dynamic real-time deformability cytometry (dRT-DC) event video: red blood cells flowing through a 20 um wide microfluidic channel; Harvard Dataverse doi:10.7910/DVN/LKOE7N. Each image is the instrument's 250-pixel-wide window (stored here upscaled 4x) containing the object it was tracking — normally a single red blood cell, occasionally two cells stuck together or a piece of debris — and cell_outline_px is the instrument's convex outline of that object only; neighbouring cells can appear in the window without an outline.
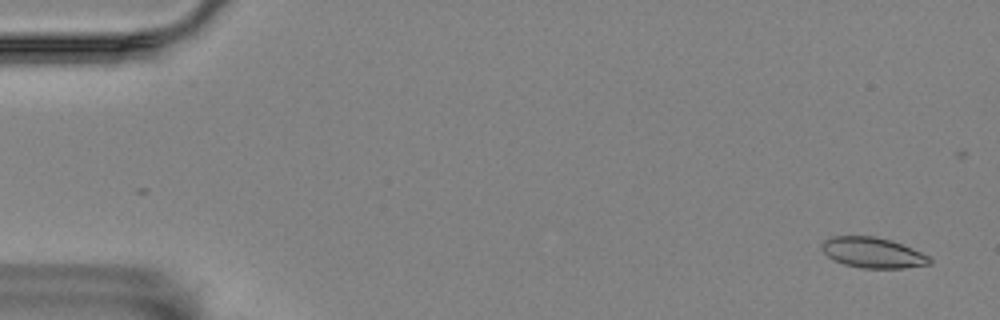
{"species": "Egyptian fruit bat (a non-hibernating species)", "species_latin": "Rousettus aegyptiacus", "temperature_condition": "room temperature", "stored_images_in_passage": 57, "camera_frame_rate_fps": 3000, "um_per_image_px": 0.085, "animal": {"sex": "female"}, "frame": {"image": 1, "passage_image": 3, "time_ms": 0.667, "image_size_px": [1000, 320], "cell_outline_px": [[932, 264], [904, 268], [864, 268], [844, 264], [832, 260], [820, 248], [820, 244], [824, 240], [832, 236], [876, 236], [892, 240], [912, 248], [928, 256], [932, 260]], "centroid_in_image_um": [74.17, 21.47], "position_along_channel_um": 10.8, "area_um2": 19.31}}
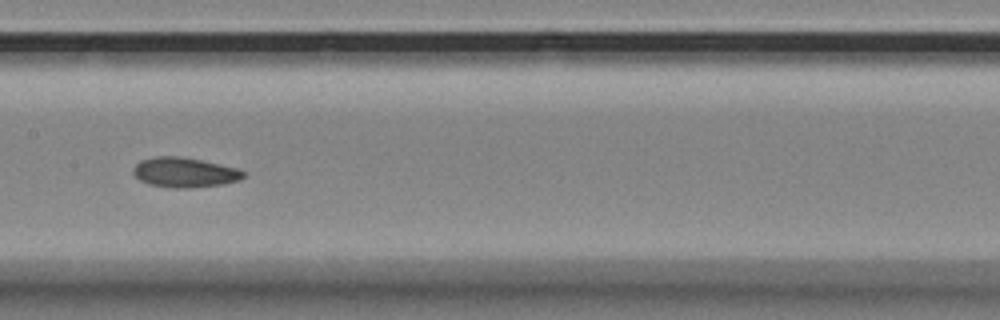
{"frame": {"image": 2, "passage_image": 29, "time_ms": 9.333, "image_size_px": [1000, 320], "cell_outline_px": [[244, 176], [240, 180], [224, 184], [188, 188], [168, 188], [148, 184], [140, 180], [132, 172], [132, 168], [140, 160], [156, 156], [180, 156], [240, 168], [244, 172]], "centroid_in_image_um": [15.68, 14.66], "position_along_channel_um": 191.7, "area_um2": 19.36}}
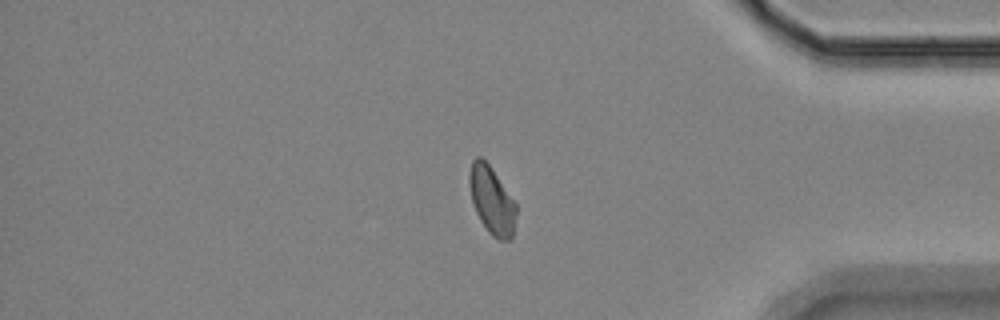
{"frame": {"image": 3, "passage_image": 48, "time_ms": 15.667, "image_size_px": [1000, 320], "cell_outline_px": [[516, 216], [512, 240], [496, 240], [488, 232], [480, 220], [476, 212], [472, 200], [468, 184], [468, 176], [472, 160], [476, 156], [480, 156], [492, 168], [516, 204]], "centroid_in_image_um": [41.79, 17.04], "position_along_channel_um": 393.4, "area_um2": 18.55}, "authors_computed_cell_mechanics": {"area_um2": 18.9006, "velocity_mm_per_s": 3.549, "shape_relaxation_time_tau1_ms": null, "shape_relaxation_time_tau2_ms": 2.5251, "deformation_change_tau1": null, "deformation_change_tau2": 0.0785}}